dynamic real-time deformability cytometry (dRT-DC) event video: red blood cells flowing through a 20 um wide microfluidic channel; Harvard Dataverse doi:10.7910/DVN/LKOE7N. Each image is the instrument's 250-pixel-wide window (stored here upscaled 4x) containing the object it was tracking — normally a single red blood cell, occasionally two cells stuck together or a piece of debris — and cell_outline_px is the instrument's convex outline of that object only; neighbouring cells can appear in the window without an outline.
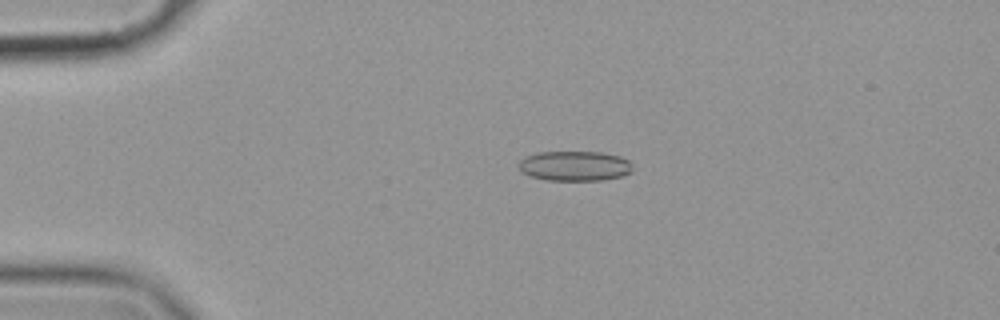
{"species": "common noctule bat (a hibernating species)", "species_latin": "Nyctalus noctula", "temperature_condition": "cold", "stored_images_in_passage": 45, "camera_frame_rate_fps": 3000, "um_per_image_px": 0.085, "animal": {"sex": "female", "body_mass_g": 19.9}, "frame": {"image": 1, "passage_image": 1, "time_ms": 0.0, "image_size_px": [1000, 320], "cell_outline_px": [[632, 172], [620, 176], [600, 180], [548, 180], [532, 176], [524, 172], [516, 164], [524, 156], [536, 152], [604, 152], [620, 156], [628, 160], [632, 164]], "centroid_in_image_um": [48.85, 14.09], "position_along_channel_um": 36.2, "area_um2": 19.88}}
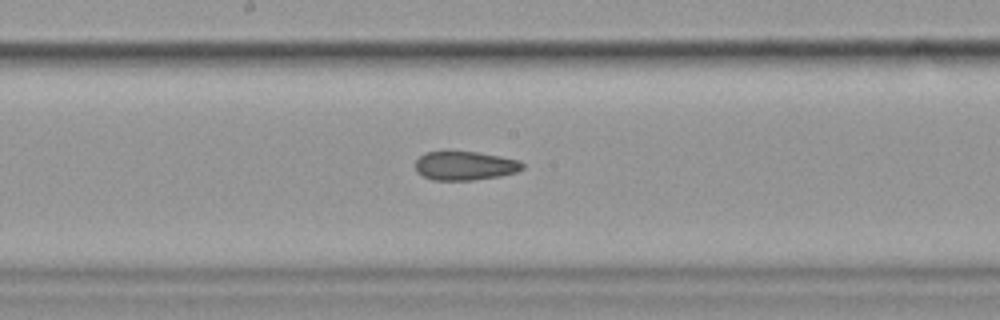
{"frame": {"image": 2, "passage_image": 19, "time_ms": 6.0, "image_size_px": [1000, 320], "cell_outline_px": [[524, 168], [516, 172], [500, 176], [472, 180], [432, 180], [416, 172], [416, 160], [424, 152], [448, 148], [476, 152], [500, 156], [520, 160], [524, 164]], "centroid_in_image_um": [39.48, 14.04], "position_along_channel_um": 208.7, "area_um2": 18.73}}
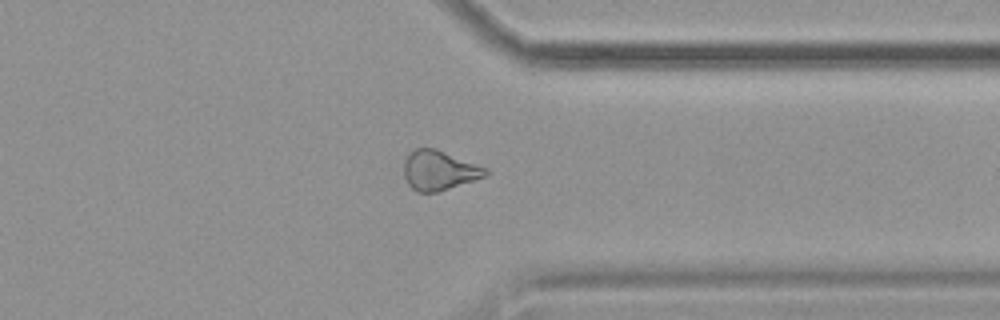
{"frame": {"image": 3, "passage_image": 33, "time_ms": 10.667, "image_size_px": [1000, 320], "cell_outline_px": [[488, 172], [484, 176], [436, 192], [416, 192], [408, 184], [404, 176], [404, 160], [408, 152], [416, 148], [436, 148], [488, 168]], "centroid_in_image_um": [37.28, 14.46], "position_along_channel_um": 374.1, "area_um2": 18.73}, "authors_computed_cell_mechanics": {"area_um2": 19.3052, "velocity_mm_per_s": 3.5716, "shape_relaxation_time_tau1_ms": null, "shape_relaxation_time_tau2_ms": 7.679, "deformation_change_tau1": null, "deformation_change_tau2": 0.1622}}